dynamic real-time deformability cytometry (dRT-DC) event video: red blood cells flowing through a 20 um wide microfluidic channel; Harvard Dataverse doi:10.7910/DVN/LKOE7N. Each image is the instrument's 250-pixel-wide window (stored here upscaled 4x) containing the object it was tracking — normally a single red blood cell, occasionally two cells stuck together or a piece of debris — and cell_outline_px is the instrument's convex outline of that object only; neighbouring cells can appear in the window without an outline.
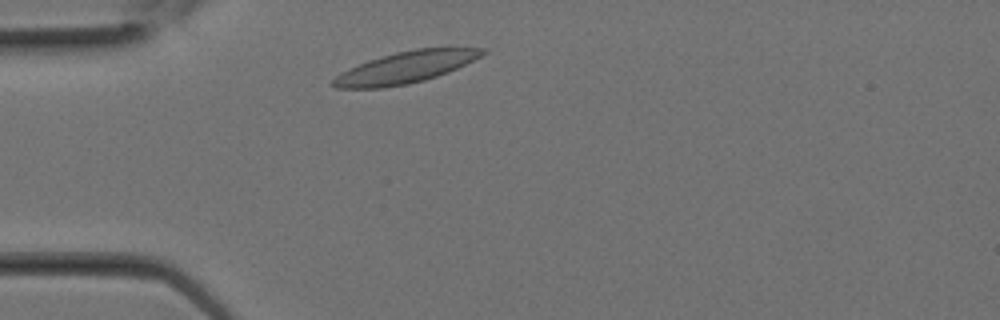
{"species": "Egyptian fruit bat (a non-hibernating species)", "species_latin": "Rousettus aegyptiacus", "temperature_condition": "room temperature", "stored_images_in_passage": 6, "camera_frame_rate_fps": 3000, "um_per_image_px": 0.085, "animal": {"sex": "female"}, "frame": {"image": 1, "passage_image": 2, "time_ms": 0.333, "image_size_px": [1000, 320], "cell_outline_px": [[488, 52], [448, 72], [424, 80], [408, 84], [380, 88], [336, 88], [332, 84], [332, 80], [340, 72], [348, 68], [396, 52], [416, 48], [452, 44], [488, 48]], "centroid_in_image_um": [34.62, 5.66], "position_along_channel_um": 50.4, "area_um2": 28.03}}
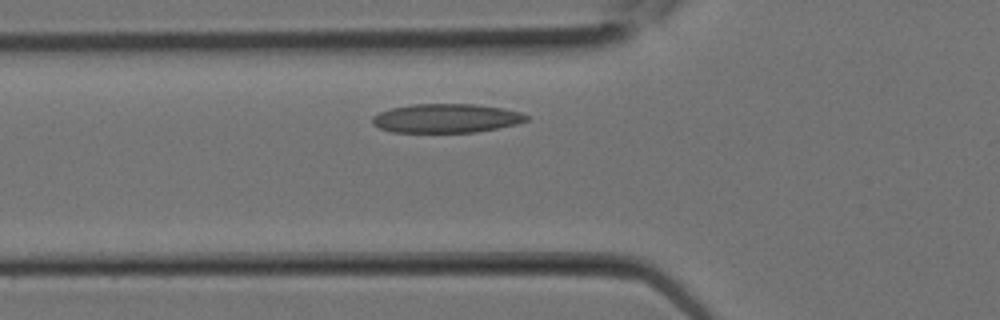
{"frame": {"image": 2, "passage_image": 4, "time_ms": 1.0, "image_size_px": [1000, 320], "cell_outline_px": [[528, 120], [516, 124], [476, 132], [392, 132], [380, 128], [372, 124], [372, 116], [380, 112], [392, 108], [412, 104], [476, 104], [504, 108], [520, 112], [528, 116]], "centroid_in_image_um": [37.92, 10.05], "position_along_channel_um": 87.9, "area_um2": 25.95}}
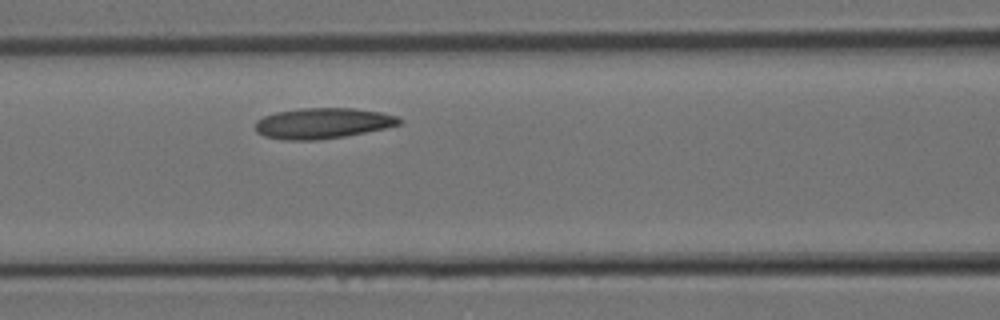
{"frame": {"image": 3, "passage_image": 6, "time_ms": 1.667, "image_size_px": [1000, 320], "cell_outline_px": [[404, 120], [400, 124], [384, 128], [344, 136], [316, 140], [284, 140], [264, 136], [256, 132], [256, 120], [264, 116], [276, 112], [300, 108], [352, 108], [380, 112], [396, 116]], "centroid_in_image_um": [27.4, 10.47], "position_along_channel_um": 139.2, "area_um2": 25.61}}